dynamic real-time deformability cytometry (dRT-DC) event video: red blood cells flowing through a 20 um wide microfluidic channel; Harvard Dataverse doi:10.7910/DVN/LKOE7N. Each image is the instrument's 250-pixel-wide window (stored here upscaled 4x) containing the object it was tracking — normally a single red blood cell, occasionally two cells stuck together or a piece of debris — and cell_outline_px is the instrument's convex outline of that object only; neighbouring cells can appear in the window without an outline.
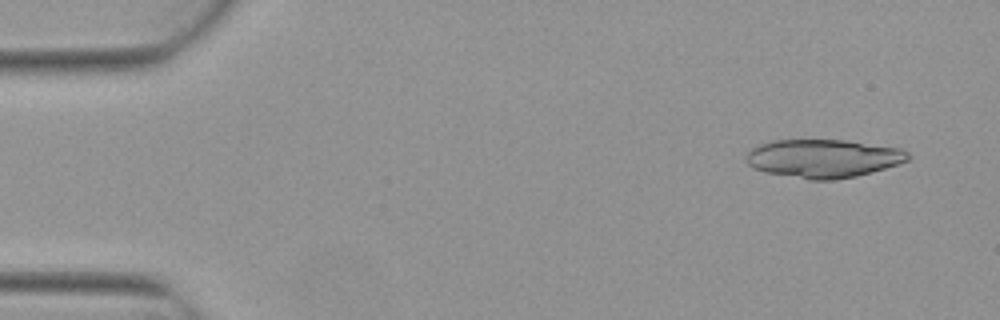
{"species": "Egyptian fruit bat (a non-hibernating species)", "species_latin": "Rousettus aegyptiacus", "temperature_condition": "warm", "stored_images_in_passage": 5, "camera_frame_rate_fps": 3000, "um_per_image_px": 0.085, "animal": {"sex": "female"}, "frame": {"image": 1, "passage_image": 1, "time_ms": 0.0, "image_size_px": [1000, 320], "cell_outline_px": [[912, 156], [908, 160], [872, 172], [856, 176], [832, 180], [808, 180], [764, 172], [752, 168], [744, 160], [744, 156], [752, 148], [760, 144], [772, 140], [844, 140], [900, 148], [908, 152]], "centroid_in_image_um": [69.93, 13.47], "position_along_channel_um": 15.1, "area_um2": 36.36}}